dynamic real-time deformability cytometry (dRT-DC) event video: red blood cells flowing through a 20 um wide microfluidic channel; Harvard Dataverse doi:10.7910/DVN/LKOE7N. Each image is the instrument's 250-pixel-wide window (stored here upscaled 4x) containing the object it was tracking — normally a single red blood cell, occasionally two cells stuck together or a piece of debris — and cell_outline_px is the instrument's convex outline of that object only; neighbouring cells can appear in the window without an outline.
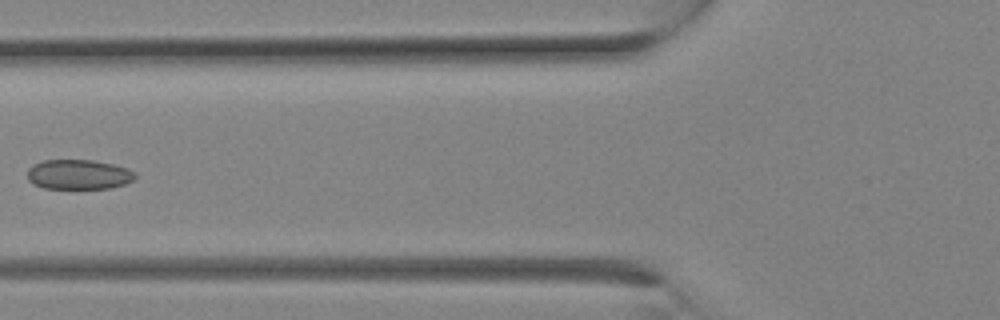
{"species": "Egyptian fruit bat (a non-hibernating species)", "species_latin": "Rousettus aegyptiacus", "temperature_condition": "room temperature", "stored_images_in_passage": 15, "camera_frame_rate_fps": 3000, "um_per_image_px": 0.085, "animal": {"sex": "female"}, "frame": {"image": 1, "passage_image": 11, "time_ms": 3.333, "image_size_px": [1000, 320], "cell_outline_px": [[136, 176], [132, 180], [124, 184], [112, 188], [44, 188], [32, 184], [28, 180], [28, 168], [32, 164], [44, 160], [96, 160], [128, 168], [136, 172]], "centroid_in_image_um": [6.67, 14.82], "position_along_channel_um": 119.1, "area_um2": 18.84}}
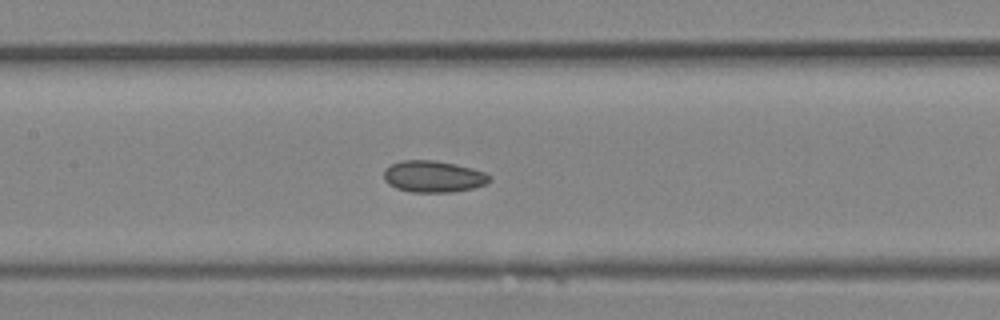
{"frame": {"image": 2, "passage_image": 13, "time_ms": 4.0, "image_size_px": [1000, 320], "cell_outline_px": [[492, 180], [484, 184], [472, 188], [452, 192], [412, 192], [396, 188], [388, 184], [384, 180], [384, 168], [400, 160], [436, 160], [456, 164], [472, 168], [484, 172], [492, 176]], "centroid_in_image_um": [36.82, 14.99], "position_along_channel_um": 170.6, "area_um2": 19.59}}
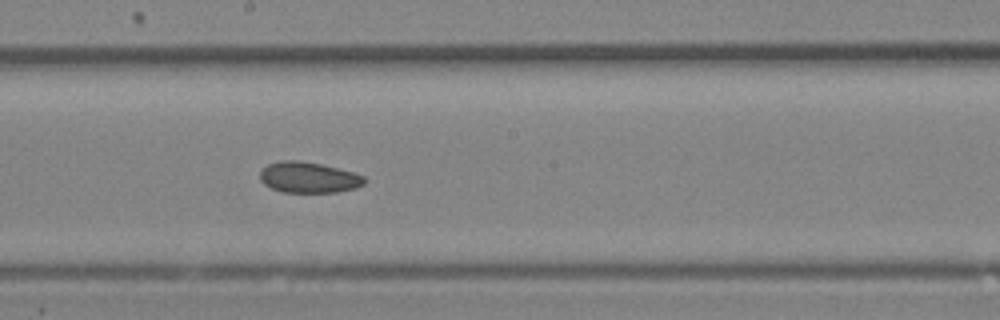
{"frame": {"image": 3, "passage_image": 15, "time_ms": 4.667, "image_size_px": [1000, 320], "cell_outline_px": [[368, 180], [364, 184], [356, 188], [336, 192], [284, 192], [272, 188], [264, 184], [260, 180], [260, 172], [268, 164], [280, 160], [300, 160], [320, 164], [352, 172], [364, 176]], "centroid_in_image_um": [26.24, 15.08], "position_along_channel_um": 222.0, "area_um2": 18.73}}